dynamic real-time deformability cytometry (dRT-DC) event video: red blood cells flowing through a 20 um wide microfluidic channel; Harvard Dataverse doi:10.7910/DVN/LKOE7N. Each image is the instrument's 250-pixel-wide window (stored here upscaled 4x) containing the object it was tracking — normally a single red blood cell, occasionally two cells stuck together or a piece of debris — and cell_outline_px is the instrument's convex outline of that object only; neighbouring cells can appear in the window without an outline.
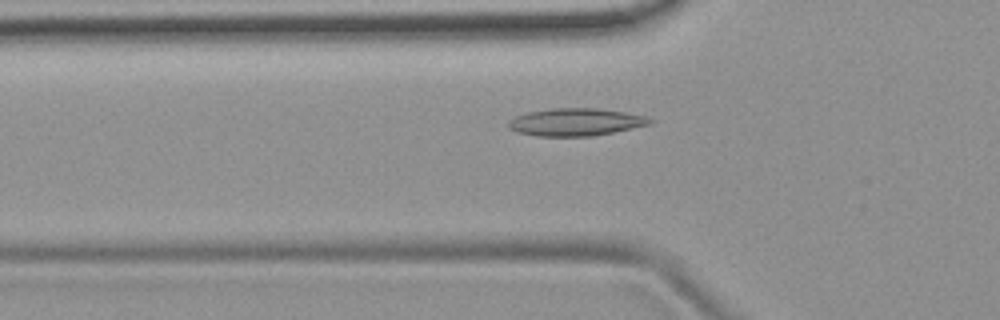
{"species": "common noctule bat (a hibernating species)", "species_latin": "Nyctalus noctula", "temperature_condition": "room temperature", "stored_images_in_passage": 34, "camera_frame_rate_fps": 3000, "um_per_image_px": 0.085, "animal": {"sex": "female", "body_mass_g": 19.9}, "frame": {"image": 1, "passage_image": 3, "time_ms": 0.667, "image_size_px": [1000, 320], "cell_outline_px": [[656, 120], [648, 124], [612, 132], [592, 136], [536, 136], [516, 132], [508, 128], [508, 120], [516, 116], [528, 112], [552, 108], [600, 108], [648, 116]], "centroid_in_image_um": [48.91, 10.37], "position_along_channel_um": 76.9, "area_um2": 22.72}}
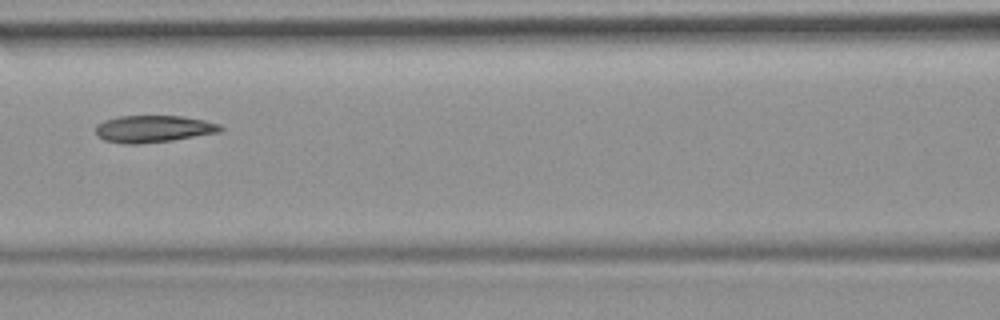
{"frame": {"image": 2, "passage_image": 9, "time_ms": 2.667, "image_size_px": [1000, 320], "cell_outline_px": [[224, 128], [220, 132], [172, 140], [140, 144], [124, 144], [104, 140], [96, 132], [96, 124], [104, 120], [120, 116], [180, 116], [204, 120], [220, 124]], "centroid_in_image_um": [13.04, 10.95], "position_along_channel_um": 153.6, "area_um2": 19.59}}
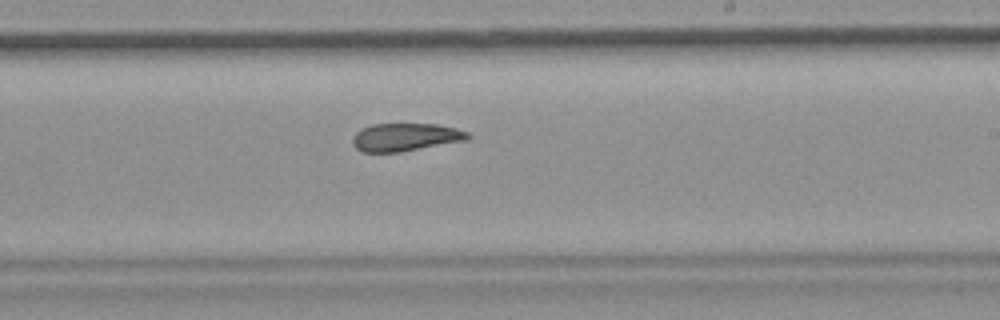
{"frame": {"image": 3, "passage_image": 17, "time_ms": 5.333, "image_size_px": [1000, 320], "cell_outline_px": [[472, 136], [468, 140], [400, 152], [360, 152], [352, 144], [352, 136], [356, 132], [372, 124], [436, 124], [456, 128], [468, 132]], "centroid_in_image_um": [34.47, 11.66], "position_along_channel_um": 254.5, "area_um2": 18.84}, "authors_computed_cell_mechanics": {"area_um2": 19.7676, "velocity_mm_per_s": 3.8099, "shape_relaxation_time_tau1_ms": 9.8975, "shape_relaxation_time_tau2_ms": 2.3433, "deformation_change_tau1": 0.1994, "deformation_change_tau2": 0.0888}}